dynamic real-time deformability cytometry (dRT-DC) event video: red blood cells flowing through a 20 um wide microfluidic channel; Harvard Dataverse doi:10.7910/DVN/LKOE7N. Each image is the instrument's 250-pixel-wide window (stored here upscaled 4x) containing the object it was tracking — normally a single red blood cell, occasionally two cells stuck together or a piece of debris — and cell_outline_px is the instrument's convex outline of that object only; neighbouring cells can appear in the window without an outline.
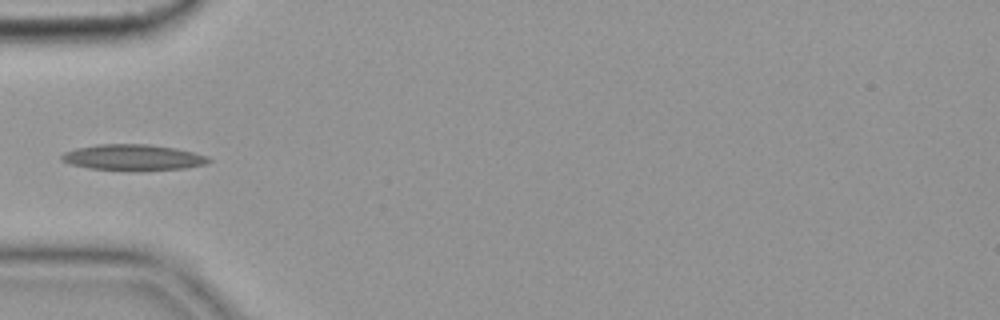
{"species": "common noctule bat (a hibernating species)", "species_latin": "Nyctalus noctula", "temperature_condition": "cold", "stored_images_in_passage": 38, "camera_frame_rate_fps": 3000, "um_per_image_px": 0.085, "animal": {"sex": "female", "body_mass_g": 19.9}, "frame": {"image": 1, "passage_image": 1, "time_ms": 0.0, "image_size_px": [1000, 320], "cell_outline_px": [[212, 160], [204, 164], [184, 168], [136, 172], [88, 168], [72, 164], [60, 160], [60, 156], [64, 152], [76, 148], [100, 144], [148, 144], [176, 148], [208, 156]], "centroid_in_image_um": [11.3, 13.4], "position_along_channel_um": 73.7, "area_um2": 22.54}}
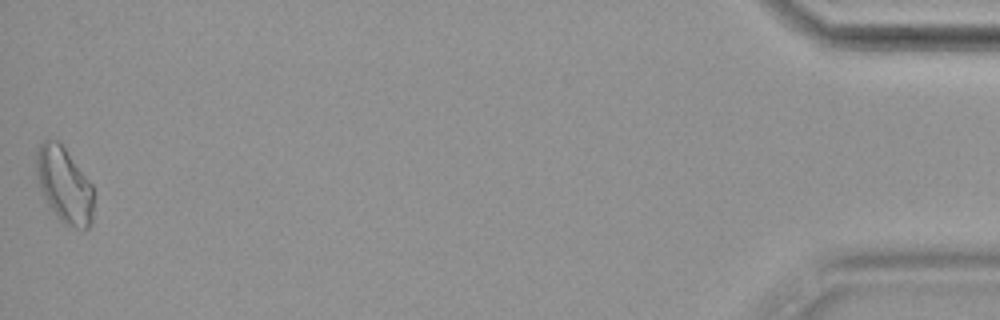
{"frame": {"image": 2, "passage_image": 38, "time_ms": 12.333, "image_size_px": [1000, 320], "cell_outline_px": [[92, 224], [88, 228], [76, 228], [64, 224], [48, 208], [40, 188], [36, 176], [36, 148], [44, 140], [60, 140], [92, 184]], "centroid_in_image_um": [5.44, 15.71], "position_along_channel_um": 429.8, "area_um2": 25.61}}